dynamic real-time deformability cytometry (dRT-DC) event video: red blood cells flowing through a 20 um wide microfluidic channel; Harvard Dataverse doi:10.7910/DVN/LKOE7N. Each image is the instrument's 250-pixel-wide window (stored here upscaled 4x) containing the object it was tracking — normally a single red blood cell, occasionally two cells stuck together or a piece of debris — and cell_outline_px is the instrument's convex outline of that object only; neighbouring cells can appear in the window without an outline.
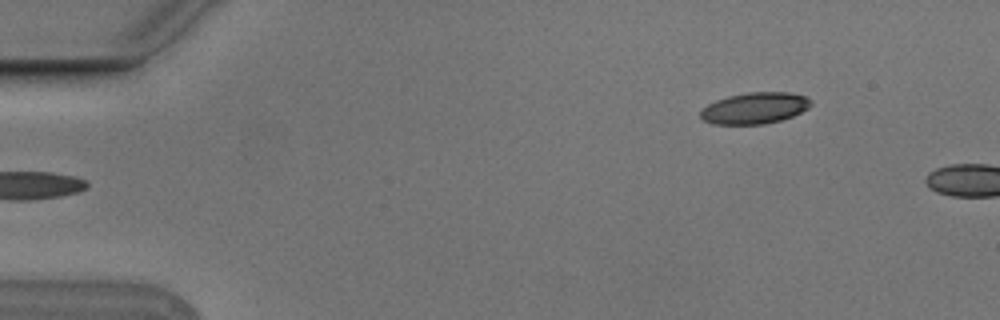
{"species": "Egyptian fruit bat (a non-hibernating species)", "species_latin": "Rousettus aegyptiacus", "temperature_condition": "cold", "stored_images_in_passage": 3, "camera_frame_rate_fps": 3000, "um_per_image_px": 0.085, "animal": {"sex": "male"}, "frame": {"image": 1, "passage_image": 3, "time_ms": 0.667, "image_size_px": [1000, 320], "cell_outline_px": [[812, 104], [808, 108], [792, 116], [780, 120], [764, 124], [712, 124], [704, 120], [700, 116], [700, 112], [708, 104], [716, 100], [728, 96], [748, 92], [788, 92], [804, 96], [812, 100]], "centroid_in_image_um": [64.15, 9.18], "position_along_channel_um": 20.8, "area_um2": 20.06}}